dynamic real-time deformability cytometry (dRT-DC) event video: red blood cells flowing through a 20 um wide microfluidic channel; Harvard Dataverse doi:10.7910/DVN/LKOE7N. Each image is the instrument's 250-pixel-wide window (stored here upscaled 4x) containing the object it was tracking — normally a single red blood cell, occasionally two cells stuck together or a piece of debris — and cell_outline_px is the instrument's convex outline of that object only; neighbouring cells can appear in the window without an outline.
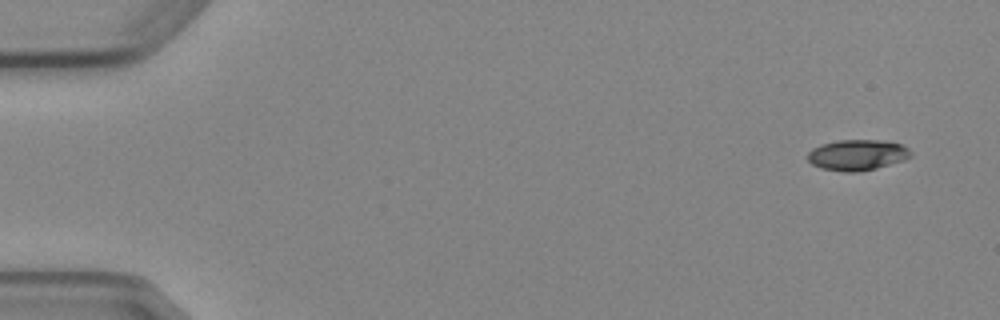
{"species": "Egyptian fruit bat (a non-hibernating species)", "species_latin": "Rousettus aegyptiacus", "temperature_condition": "cold", "stored_images_in_passage": 4, "camera_frame_rate_fps": 3000, "um_per_image_px": 0.085, "animal": {"sex": "female"}, "frame": {"image": 1, "passage_image": 1, "time_ms": 0.0, "image_size_px": [1000, 320], "cell_outline_px": [[912, 156], [904, 160], [876, 168], [856, 172], [844, 172], [820, 168], [812, 164], [808, 160], [808, 152], [812, 148], [820, 144], [840, 140], [880, 140], [904, 144], [912, 152]], "centroid_in_image_um": [72.88, 13.17], "position_along_channel_um": 12.1, "area_um2": 18.61}}
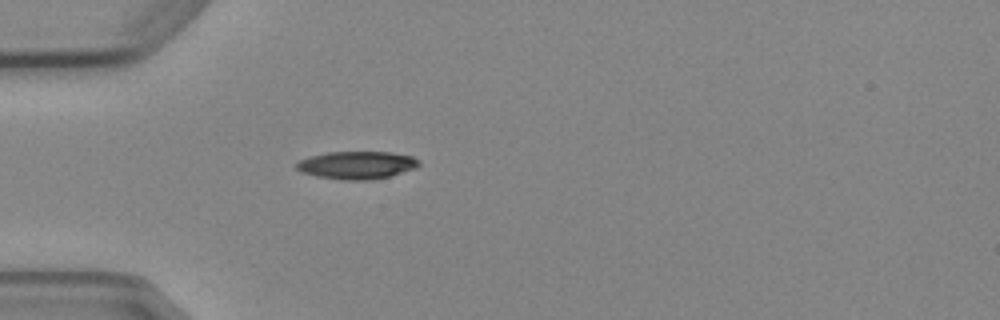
{"frame": {"image": 2, "passage_image": 4, "time_ms": 4.333, "image_size_px": [1000, 320], "cell_outline_px": [[420, 164], [416, 168], [392, 176], [368, 180], [344, 180], [316, 176], [300, 172], [296, 168], [296, 164], [300, 160], [312, 156], [328, 152], [388, 152], [412, 156], [420, 160]], "centroid_in_image_um": [30.36, 14.04], "position_along_channel_um": 54.6, "area_um2": 19.83}}